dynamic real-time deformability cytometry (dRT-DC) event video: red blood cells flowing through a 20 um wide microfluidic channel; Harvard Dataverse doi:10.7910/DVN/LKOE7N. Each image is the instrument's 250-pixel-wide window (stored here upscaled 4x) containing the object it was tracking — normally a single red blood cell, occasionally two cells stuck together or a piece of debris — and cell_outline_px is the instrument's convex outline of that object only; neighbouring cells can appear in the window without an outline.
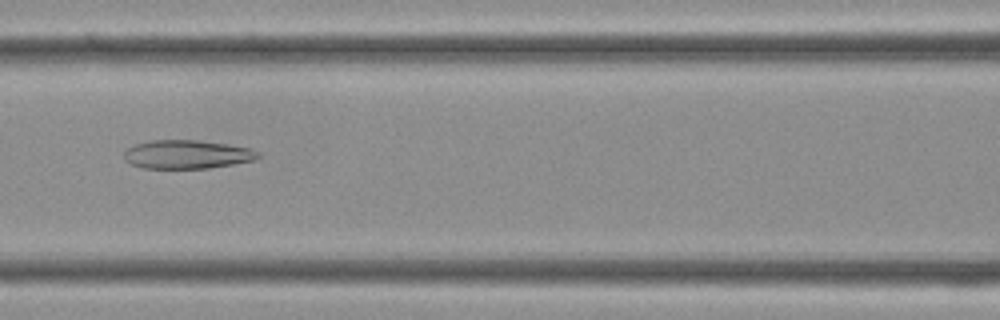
{"species": "Egyptian fruit bat (a non-hibernating species)", "species_latin": "Rousettus aegyptiacus", "temperature_condition": "cold", "stored_images_in_passage": 37, "camera_frame_rate_fps": 3000, "um_per_image_px": 0.085, "frame": {"image": 1, "passage_image": 16, "time_ms": 5.0, "image_size_px": [1000, 320], "cell_outline_px": [[260, 156], [256, 160], [208, 168], [144, 168], [128, 164], [124, 160], [124, 148], [136, 144], [152, 140], [196, 140], [228, 144], [252, 148], [260, 152]], "centroid_in_image_um": [15.88, 13.12], "position_along_channel_um": 150.7, "area_um2": 22.6}}
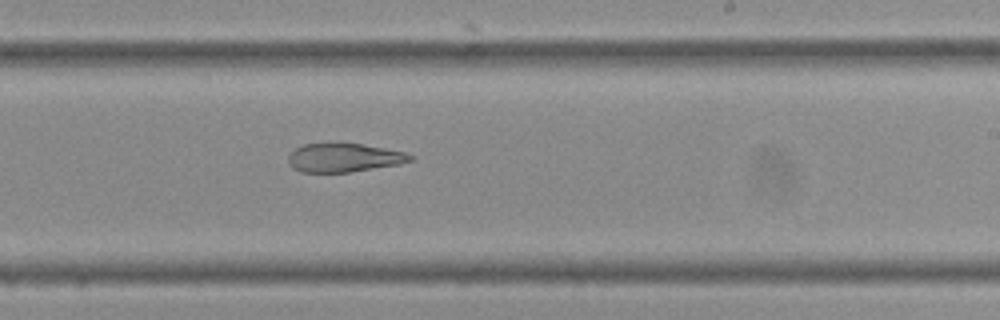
{"frame": {"image": 2, "passage_image": 22, "time_ms": 7.0, "image_size_px": [1000, 320], "cell_outline_px": [[416, 160], [400, 164], [348, 172], [300, 172], [292, 168], [288, 164], [288, 156], [296, 148], [304, 144], [360, 144], [384, 148], [404, 152], [416, 156]], "centroid_in_image_um": [29.27, 13.42], "position_along_channel_um": 259.7, "area_um2": 20.29}}
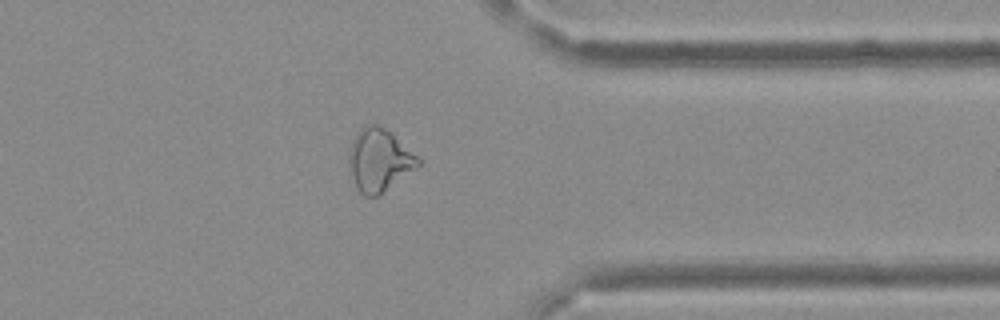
{"frame": {"image": 3, "passage_image": 29, "time_ms": 9.333, "image_size_px": [1000, 320], "cell_outline_px": [[420, 164], [380, 196], [364, 196], [356, 188], [348, 164], [348, 152], [352, 140], [356, 132], [364, 124], [376, 124], [384, 128], [420, 156]], "centroid_in_image_um": [32.21, 13.61], "position_along_channel_um": 379.2, "area_um2": 25.43}}